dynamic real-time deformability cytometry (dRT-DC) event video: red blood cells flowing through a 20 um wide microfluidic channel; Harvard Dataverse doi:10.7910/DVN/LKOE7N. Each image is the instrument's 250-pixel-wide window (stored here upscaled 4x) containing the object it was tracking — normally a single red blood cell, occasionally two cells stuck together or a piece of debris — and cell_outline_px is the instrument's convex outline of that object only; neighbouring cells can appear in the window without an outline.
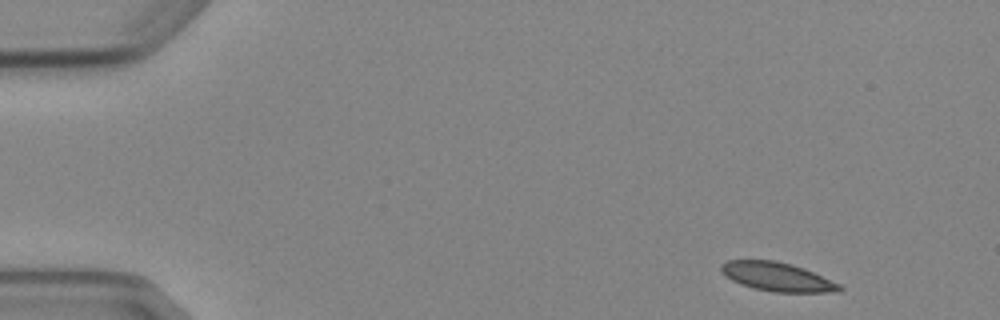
{"species": "Egyptian fruit bat (a non-hibernating species)", "species_latin": "Rousettus aegyptiacus", "temperature_condition": "cold", "stored_images_in_passage": 4, "camera_frame_rate_fps": 3000, "um_per_image_px": 0.085, "animal": {"sex": "female"}, "frame": {"image": 1, "passage_image": 1, "time_ms": 0.0, "image_size_px": [1000, 320], "cell_outline_px": [[844, 288], [840, 292], [772, 292], [752, 288], [740, 284], [732, 280], [720, 268], [720, 264], [728, 260], [776, 260], [792, 264], [804, 268], [840, 284]], "centroid_in_image_um": [66.09, 23.53], "position_along_channel_um": 18.9, "area_um2": 19.88}}
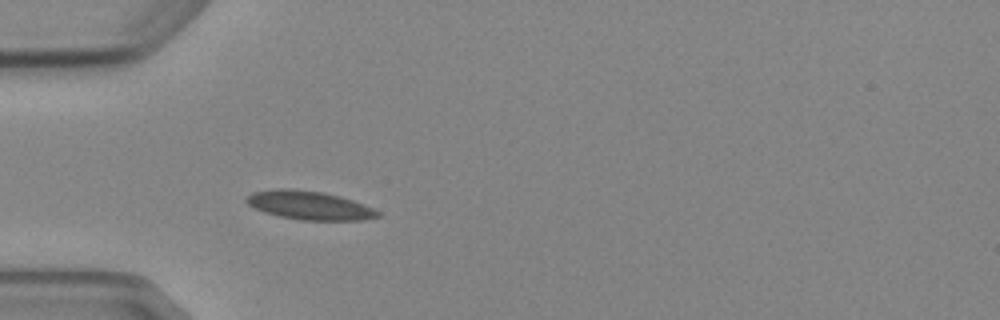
{"frame": {"image": 2, "passage_image": 4, "time_ms": 3.667, "image_size_px": [1000, 320], "cell_outline_px": [[380, 216], [364, 220], [300, 220], [280, 216], [264, 212], [248, 204], [244, 200], [244, 196], [252, 192], [280, 188], [292, 188], [324, 192], [340, 196], [364, 204], [380, 212]], "centroid_in_image_um": [26.27, 17.44], "position_along_channel_um": 58.7, "area_um2": 22.02}}